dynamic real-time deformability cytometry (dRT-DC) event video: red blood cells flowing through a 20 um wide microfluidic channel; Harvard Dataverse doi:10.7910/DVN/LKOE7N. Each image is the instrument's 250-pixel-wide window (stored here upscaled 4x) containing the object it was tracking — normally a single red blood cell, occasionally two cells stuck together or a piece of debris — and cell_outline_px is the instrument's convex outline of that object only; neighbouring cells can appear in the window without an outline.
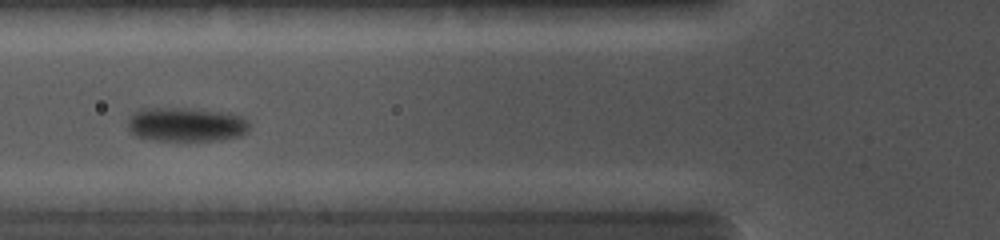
{"species": "common noctule bat (a hibernating species)", "species_latin": "Nyctalus noctula", "temperature_condition": "cold", "stored_images_in_passage": 22, "camera_frame_rate_fps": 5000, "um_per_image_px": 0.085, "animal": {"sex": "female", "body_mass_g": 19.0, "forearm_length_mm": 56.7}, "frame": {"image": 1, "passage_image": 7, "time_ms": 3.4, "image_size_px": [1000, 240], "cell_outline_px": [[248, 132], [240, 136], [212, 140], [152, 140], [136, 136], [128, 128], [128, 120], [140, 108], [192, 108], [220, 112], [244, 116], [248, 124]], "centroid_in_image_um": [15.81, 10.57], "position_along_channel_um": 110.0, "area_um2": 23.99}}
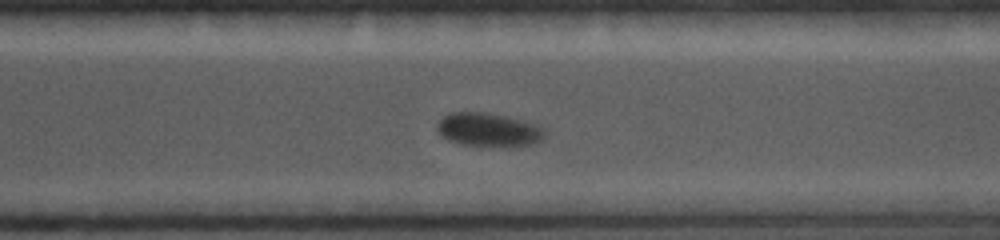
{"frame": {"image": 2, "passage_image": 19, "time_ms": 8.4, "image_size_px": [1000, 240], "cell_outline_px": [[544, 136], [540, 140], [528, 144], [460, 144], [448, 140], [436, 128], [436, 124], [444, 116], [452, 112], [484, 112], [508, 116], [540, 124], [544, 128]], "centroid_in_image_um": [41.52, 10.97], "position_along_channel_um": 329.1, "area_um2": 20.4}}
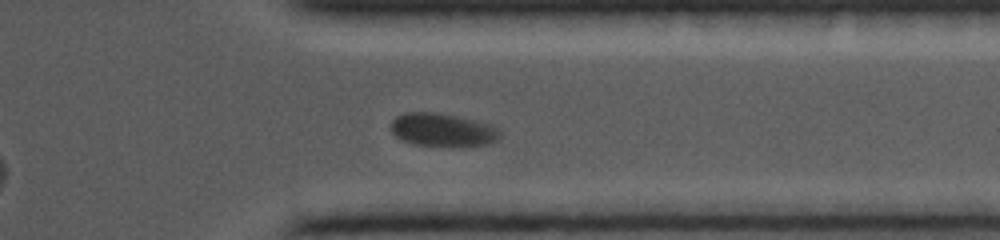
{"frame": {"image": 3, "passage_image": 22, "time_ms": 9.4, "image_size_px": [1000, 240], "cell_outline_px": [[500, 136], [496, 140], [488, 144], [468, 148], [464, 148], [412, 144], [396, 136], [392, 132], [392, 120], [396, 116], [404, 112], [436, 112], [480, 120], [492, 124], [500, 128]], "centroid_in_image_um": [37.7, 11.05], "position_along_channel_um": 373.7, "area_um2": 21.85}}